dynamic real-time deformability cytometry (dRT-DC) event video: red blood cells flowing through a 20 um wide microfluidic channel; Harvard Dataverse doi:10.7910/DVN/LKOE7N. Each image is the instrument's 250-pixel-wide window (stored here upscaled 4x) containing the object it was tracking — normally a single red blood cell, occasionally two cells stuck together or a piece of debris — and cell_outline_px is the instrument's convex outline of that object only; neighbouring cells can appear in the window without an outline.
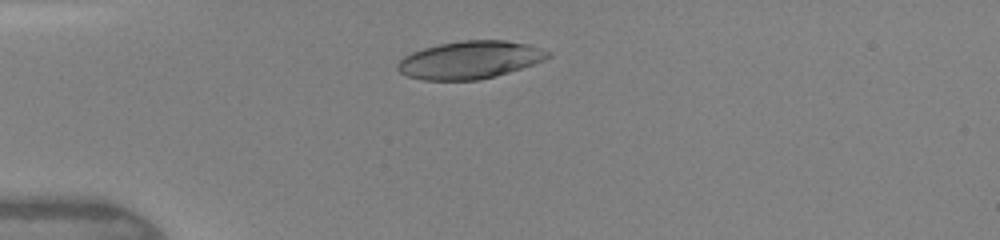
{"species": "human", "species_latin": "Homo sapiens", "temperature_condition": "warm", "stored_images_in_passage": 2, "camera_frame_rate_fps": 3000, "um_per_image_px": 0.085, "donor": {"sex": "female"}, "frame": {"image": 1, "passage_image": 1, "time_ms": 0.0, "image_size_px": [1000, 240], "cell_outline_px": [[552, 56], [544, 60], [496, 76], [480, 80], [424, 80], [408, 76], [400, 72], [396, 68], [396, 64], [404, 56], [412, 52], [424, 48], [440, 44], [464, 40], [504, 40], [528, 44], [552, 52]], "centroid_in_image_um": [39.94, 5.09], "position_along_channel_um": 45.1, "area_um2": 32.95}}
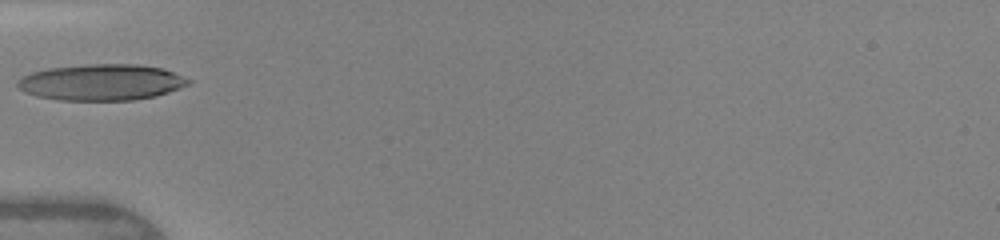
{"frame": {"image": 2, "passage_image": 2, "time_ms": 1.333, "image_size_px": [1000, 240], "cell_outline_px": [[192, 80], [188, 84], [180, 88], [156, 96], [132, 100], [60, 100], [36, 96], [24, 92], [16, 84], [16, 80], [32, 72], [48, 68], [88, 64], [136, 64], [160, 68], [172, 72]], "centroid_in_image_um": [8.6, 6.99], "position_along_channel_um": 76.4, "area_um2": 35.89}}